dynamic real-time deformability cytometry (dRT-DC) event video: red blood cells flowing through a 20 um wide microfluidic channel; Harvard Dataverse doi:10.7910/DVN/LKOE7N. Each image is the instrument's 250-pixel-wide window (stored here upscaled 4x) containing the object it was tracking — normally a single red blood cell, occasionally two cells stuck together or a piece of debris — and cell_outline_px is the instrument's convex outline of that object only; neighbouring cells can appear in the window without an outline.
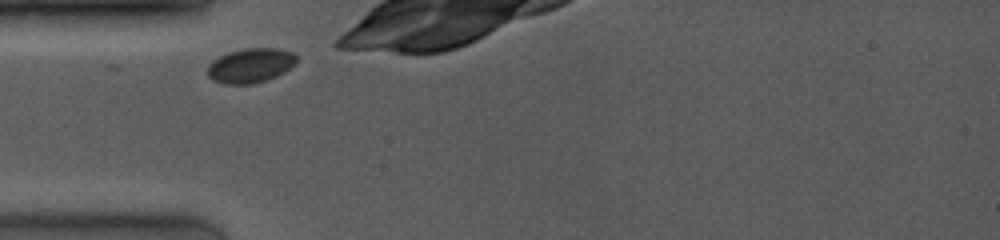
{"species": "common noctule bat (a hibernating species)", "species_latin": "Nyctalus noctula", "temperature_condition": "room temperature", "stored_images_in_passage": 27, "camera_frame_rate_fps": 4000, "um_per_image_px": 0.085, "animal": {"sex": "female", "body_mass_g": 19.0, "forearm_length_mm": 53.3}, "frame": {"image": 1, "passage_image": 1, "time_ms": 0.0, "image_size_px": [1000, 240], "cell_outline_px": [[296, 60], [284, 72], [276, 76], [252, 84], [224, 84], [212, 80], [208, 76], [208, 64], [212, 60], [228, 52], [244, 48], [276, 48], [292, 52], [296, 56]], "centroid_in_image_um": [21.24, 5.56], "position_along_channel_um": 63.8, "area_um2": 17.74}}